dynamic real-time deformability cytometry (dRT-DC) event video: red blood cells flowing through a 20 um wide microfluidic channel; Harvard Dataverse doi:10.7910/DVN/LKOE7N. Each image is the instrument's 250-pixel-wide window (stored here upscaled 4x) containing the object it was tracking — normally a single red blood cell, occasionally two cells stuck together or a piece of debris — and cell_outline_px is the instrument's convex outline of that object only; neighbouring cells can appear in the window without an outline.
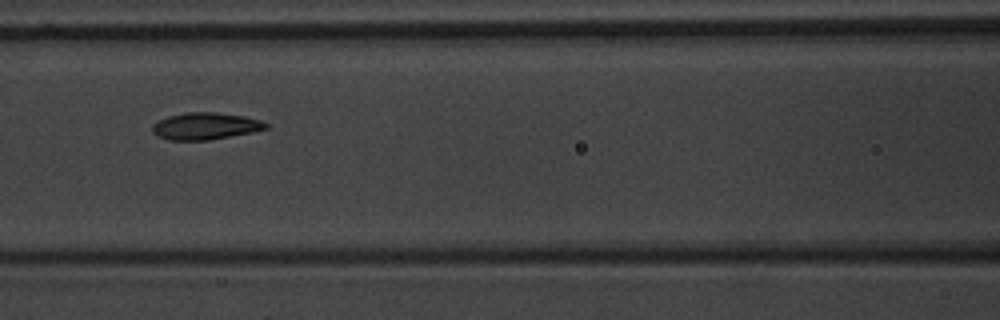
{"species": "common noctule bat (a hibernating species)", "species_latin": "Nyctalus noctula", "temperature_condition": "warm", "stored_images_in_passage": 5, "camera_frame_rate_fps": 3000, "um_per_image_px": 0.085, "animal": {"sex": "male", "body_mass_g": 20.1, "forearm_length_mm": 53.5}, "frame": {"image": 1, "passage_image": 4, "time_ms": 3.333, "image_size_px": [1000, 320], "cell_outline_px": [[268, 128], [252, 132], [208, 140], [168, 140], [156, 136], [152, 132], [152, 124], [168, 116], [188, 112], [216, 112], [244, 116], [260, 120], [268, 124]], "centroid_in_image_um": [17.43, 10.72], "position_along_channel_um": 149.2, "area_um2": 17.8}}
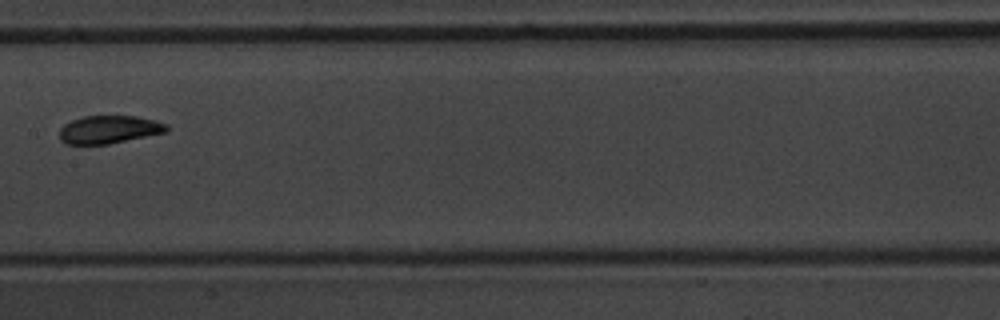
{"frame": {"image": 2, "passage_image": 5, "time_ms": 4.667, "image_size_px": [1000, 320], "cell_outline_px": [[168, 132], [108, 144], [64, 144], [60, 140], [60, 128], [64, 124], [72, 120], [84, 116], [136, 116], [156, 120], [168, 124]], "centroid_in_image_um": [9.29, 11.01], "position_along_channel_um": 198.1, "area_um2": 17.57}}